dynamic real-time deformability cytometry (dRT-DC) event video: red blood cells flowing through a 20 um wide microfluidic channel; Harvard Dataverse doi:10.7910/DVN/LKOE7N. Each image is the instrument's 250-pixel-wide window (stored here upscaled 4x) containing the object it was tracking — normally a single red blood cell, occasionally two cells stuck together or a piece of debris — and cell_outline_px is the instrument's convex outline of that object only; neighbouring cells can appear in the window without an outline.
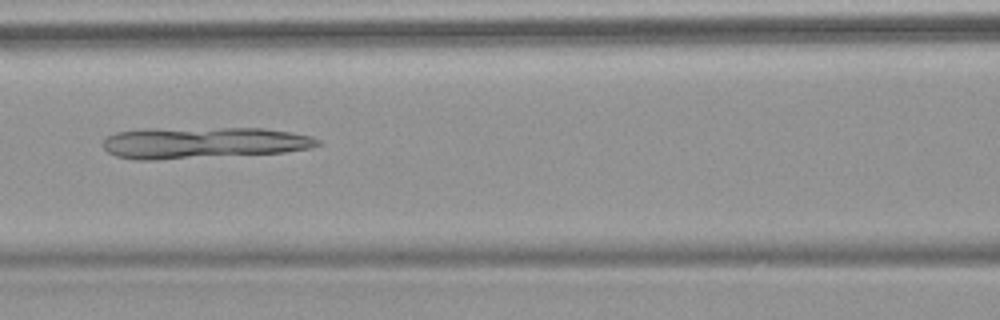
{"species": "common noctule bat (a hibernating species)", "species_latin": "Nyctalus noctula", "temperature_condition": "warm", "stored_images_in_passage": 6, "camera_frame_rate_fps": 3000, "um_per_image_px": 0.085, "animal": {"sex": "female", "body_mass_g": 18.4}, "frame": {"image": 1, "passage_image": 6, "time_ms": 6.0, "image_size_px": [1000, 320], "cell_outline_px": [[320, 144], [312, 148], [284, 152], [156, 160], [136, 160], [116, 156], [108, 152], [104, 148], [104, 140], [108, 136], [116, 132], [144, 128], [264, 128], [312, 136], [320, 140]], "centroid_in_image_um": [17.26, 12.13], "position_along_channel_um": 149.3, "area_um2": 39.48}}